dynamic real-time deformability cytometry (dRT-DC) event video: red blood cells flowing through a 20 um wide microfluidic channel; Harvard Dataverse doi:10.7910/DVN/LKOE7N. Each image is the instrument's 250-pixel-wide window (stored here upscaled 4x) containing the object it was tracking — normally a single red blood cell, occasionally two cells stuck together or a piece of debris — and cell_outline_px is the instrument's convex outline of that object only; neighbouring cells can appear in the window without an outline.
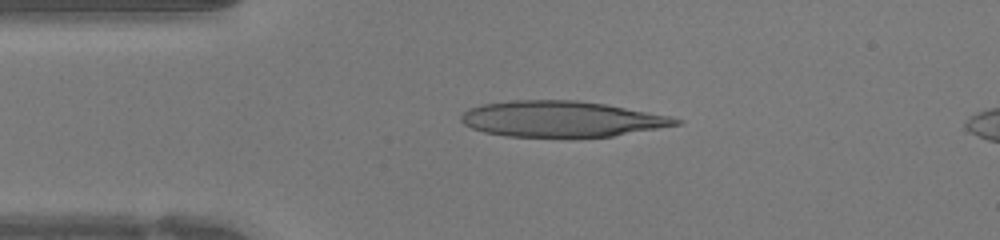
{"species": "human", "species_latin": "Homo sapiens", "temperature_condition": "warm", "stored_images_in_passage": 40, "camera_frame_rate_fps": 3000, "um_per_image_px": 0.085, "donor": {"sex": "female"}, "frame": {"image": 1, "passage_image": 3, "time_ms": 0.667, "image_size_px": [1000, 240], "cell_outline_px": [[684, 120], [680, 124], [612, 136], [572, 140], [568, 140], [504, 136], [484, 132], [472, 128], [464, 124], [460, 120], [460, 116], [468, 108], [484, 104], [512, 100], [576, 100], [604, 104], [668, 116]], "centroid_in_image_um": [47.67, 10.16], "position_along_channel_um": 37.3, "area_um2": 45.84}}
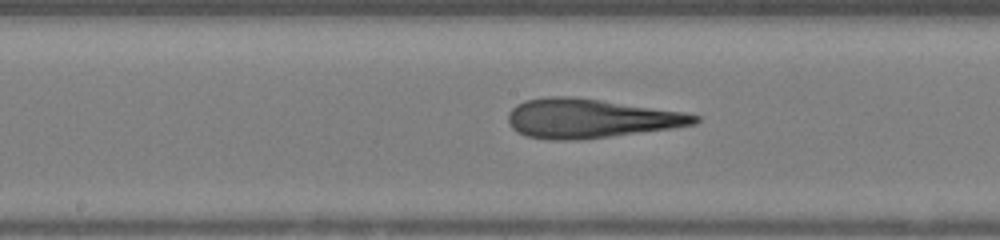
{"frame": {"image": 2, "passage_image": 16, "time_ms": 5.0, "image_size_px": [1000, 240], "cell_outline_px": [[700, 120], [696, 124], [672, 128], [576, 140], [552, 140], [524, 136], [516, 132], [512, 128], [508, 120], [508, 112], [516, 104], [524, 100], [552, 96], [572, 96], [684, 112], [700, 116]], "centroid_in_image_um": [50.13, 10.06], "position_along_channel_um": 198.1, "area_um2": 42.43}}
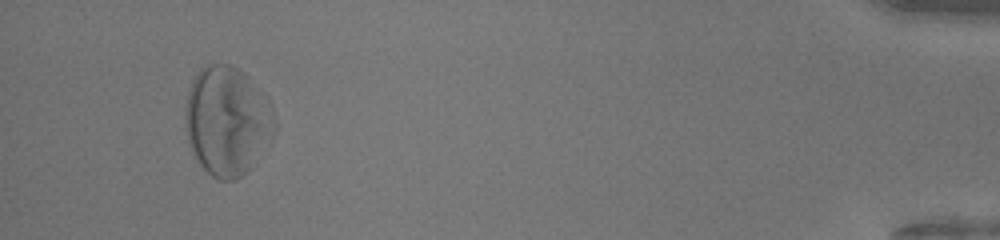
{"frame": {"image": 3, "passage_image": 37, "time_ms": 12.0, "image_size_px": [1000, 240], "cell_outline_px": [[276, 136], [272, 144], [252, 168], [236, 180], [220, 180], [212, 176], [200, 164], [192, 152], [188, 140], [184, 120], [184, 112], [188, 92], [192, 80], [200, 68], [204, 64], [232, 64], [244, 72], [268, 96], [272, 104], [276, 116]], "centroid_in_image_um": [19.38, 10.28], "position_along_channel_um": 415.8, "area_um2": 58.55}, "authors_computed_cell_mechanics": {"area_um2": 45.6909, "velocity_mm_per_s": 4.2795, "shape_relaxation_time_tau1_ms": null, "shape_relaxation_time_tau2_ms": 2.3228, "deformation_change_tau1": null, "deformation_change_tau2": 0.147}}